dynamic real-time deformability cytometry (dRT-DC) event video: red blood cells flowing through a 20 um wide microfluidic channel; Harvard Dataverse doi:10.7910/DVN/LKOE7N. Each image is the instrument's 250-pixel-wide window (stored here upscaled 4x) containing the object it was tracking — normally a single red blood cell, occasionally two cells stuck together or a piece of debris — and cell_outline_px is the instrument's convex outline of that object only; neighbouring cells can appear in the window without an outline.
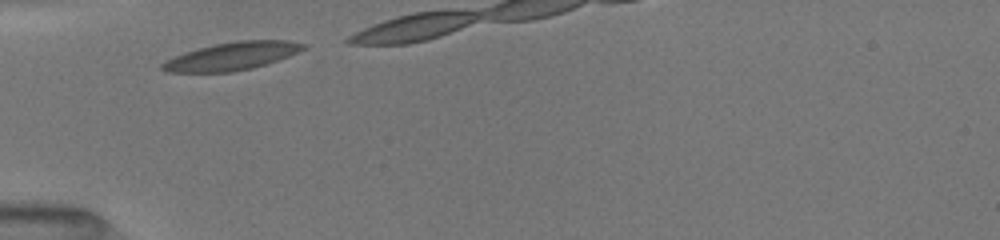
{"species": "common noctule bat (a hibernating species)", "species_latin": "Nyctalus noctula", "temperature_condition": "room temperature", "stored_images_in_passage": 6, "camera_frame_rate_fps": 3000, "um_per_image_px": 0.085, "animal": {"sex": "female", "body_mass_g": 19.5, "forearm_length_mm": 54.1}, "frame": {"image": 1, "passage_image": 1, "time_ms": 0.0, "image_size_px": [1000, 240], "cell_outline_px": [[304, 48], [288, 56], [252, 68], [232, 72], [168, 72], [160, 68], [160, 64], [184, 52], [216, 44], [236, 40], [288, 40], [304, 44]], "centroid_in_image_um": [19.68, 4.77], "position_along_channel_um": 65.3, "area_um2": 22.48}}
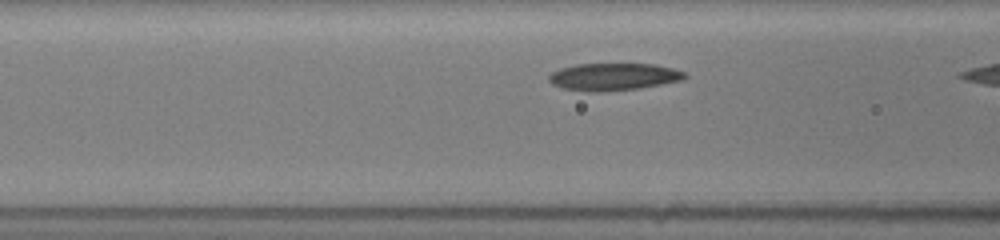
{"frame": {"image": 2, "passage_image": 5, "time_ms": 1.333, "image_size_px": [1000, 240], "cell_outline_px": [[688, 76], [684, 80], [640, 88], [596, 92], [588, 92], [564, 88], [552, 84], [548, 80], [548, 76], [552, 72], [560, 68], [576, 64], [656, 64], [672, 68], [684, 72]], "centroid_in_image_um": [52.16, 6.52], "position_along_channel_um": 114.4, "area_um2": 21.68}}